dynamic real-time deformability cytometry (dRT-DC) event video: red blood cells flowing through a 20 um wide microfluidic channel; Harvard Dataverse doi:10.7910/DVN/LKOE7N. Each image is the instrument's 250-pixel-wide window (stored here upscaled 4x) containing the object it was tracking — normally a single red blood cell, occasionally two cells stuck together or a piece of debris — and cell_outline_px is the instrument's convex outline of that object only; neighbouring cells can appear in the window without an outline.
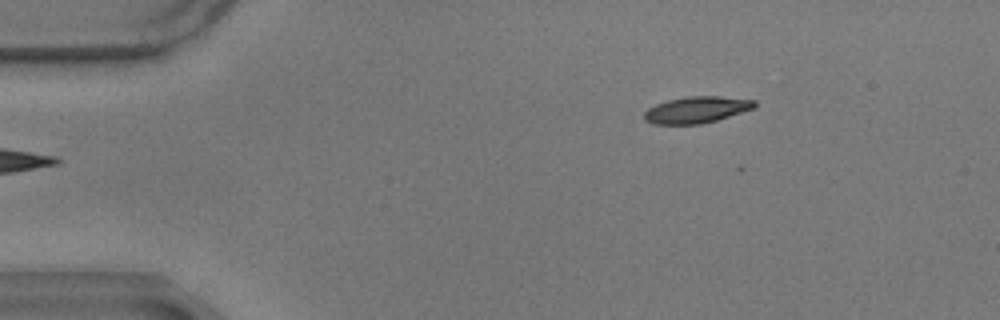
{"species": "common noctule bat (a hibernating species)", "species_latin": "Nyctalus noctula", "temperature_condition": "warm", "stored_images_in_passage": 3, "camera_frame_rate_fps": 3000, "um_per_image_px": 0.085, "animal": {"sex": "male", "body_mass_g": 17.9}, "frame": {"image": 1, "passage_image": 2, "time_ms": 0.333, "image_size_px": [1000, 320], "cell_outline_px": [[756, 108], [716, 120], [700, 124], [652, 124], [644, 120], [644, 112], [648, 108], [656, 104], [668, 100], [688, 96], [720, 96], [756, 100]], "centroid_in_image_um": [59.21, 9.33], "position_along_channel_um": 25.8, "area_um2": 17.11}}